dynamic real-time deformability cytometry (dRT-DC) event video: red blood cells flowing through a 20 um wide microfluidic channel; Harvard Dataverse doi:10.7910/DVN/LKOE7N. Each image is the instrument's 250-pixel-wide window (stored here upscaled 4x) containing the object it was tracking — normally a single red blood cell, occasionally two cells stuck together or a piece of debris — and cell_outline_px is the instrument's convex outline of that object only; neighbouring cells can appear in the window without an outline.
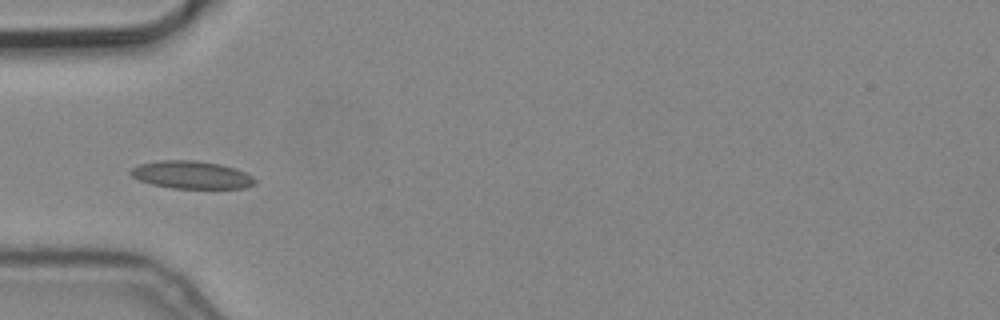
{"species": "common noctule bat (a hibernating species)", "species_latin": "Nyctalus noctula", "temperature_condition": "cold", "stored_images_in_passage": 7, "camera_frame_rate_fps": 3000, "um_per_image_px": 0.085, "animal": {"sex": "male", "body_mass_g": 19.2, "forearm_length_mm": 51.8}, "frame": {"image": 1, "passage_image": 5, "time_ms": 1.333, "image_size_px": [1000, 320], "cell_outline_px": [[256, 184], [244, 188], [172, 188], [152, 184], [140, 180], [132, 176], [128, 172], [132, 168], [140, 164], [160, 160], [196, 160], [220, 164], [236, 168], [252, 176], [256, 180]], "centroid_in_image_um": [16.29, 14.86], "position_along_channel_um": 68.7, "area_um2": 20.06}}
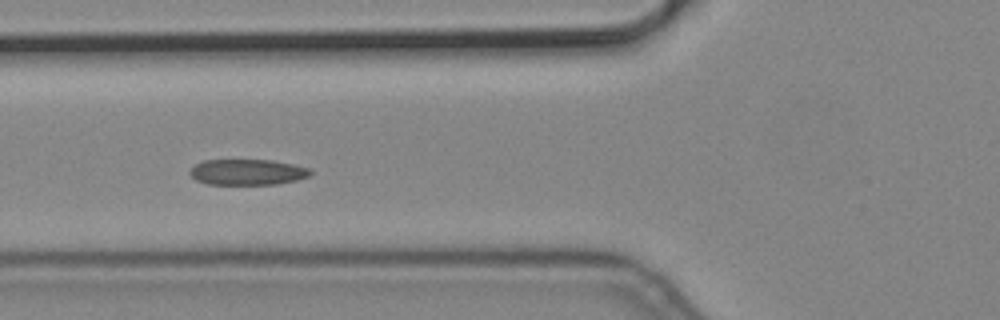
{"frame": {"image": 2, "passage_image": 6, "time_ms": 1.667, "image_size_px": [1000, 320], "cell_outline_px": [[312, 172], [308, 176], [296, 180], [276, 184], [208, 184], [196, 180], [188, 172], [196, 164], [204, 160], [272, 160], [292, 164], [308, 168]], "centroid_in_image_um": [21.01, 14.62], "position_along_channel_um": 104.8, "area_um2": 17.92}}
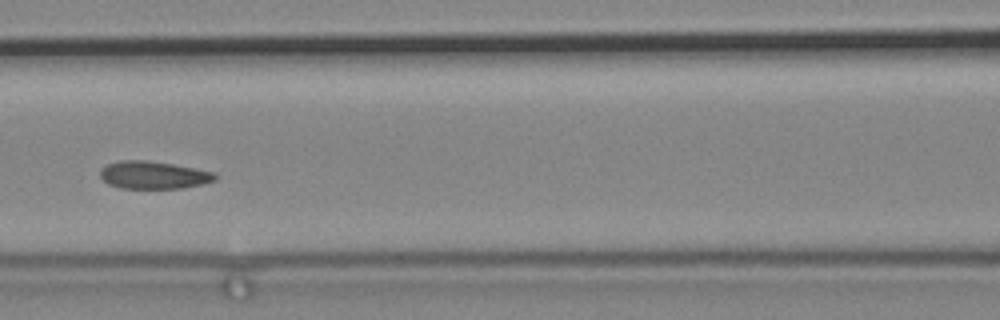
{"frame": {"image": 3, "passage_image": 7, "time_ms": 2.0, "image_size_px": [1000, 320], "cell_outline_px": [[216, 180], [204, 184], [180, 188], [120, 188], [108, 184], [100, 176], [100, 168], [108, 164], [120, 160], [144, 160], [172, 164], [212, 172], [216, 176]], "centroid_in_image_um": [13.01, 14.88], "position_along_channel_um": 153.6, "area_um2": 18.32}}